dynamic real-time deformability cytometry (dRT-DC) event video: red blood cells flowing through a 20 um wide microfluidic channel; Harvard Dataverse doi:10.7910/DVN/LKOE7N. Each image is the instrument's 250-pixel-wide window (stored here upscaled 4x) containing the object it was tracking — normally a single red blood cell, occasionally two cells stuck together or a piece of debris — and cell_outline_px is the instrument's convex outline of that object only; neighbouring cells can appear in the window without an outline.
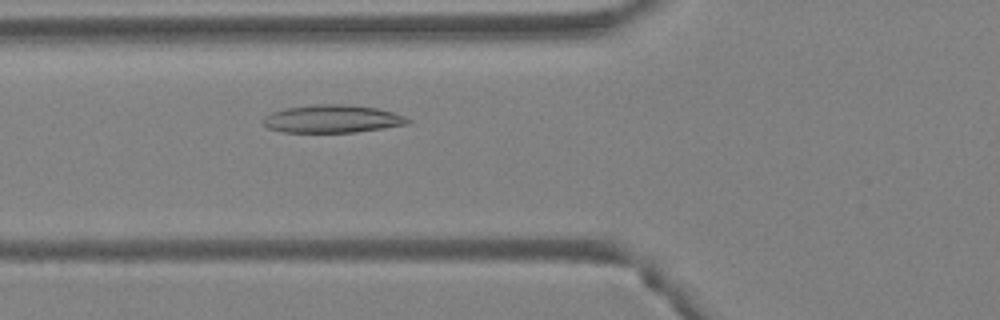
{"species": "Egyptian fruit bat (a non-hibernating species)", "species_latin": "Rousettus aegyptiacus", "temperature_condition": "warm", "stored_images_in_passage": 44, "camera_frame_rate_fps": 3000, "um_per_image_px": 0.085, "animal": {"sex": "female"}, "frame": {"image": 1, "passage_image": 13, "time_ms": 4.0, "image_size_px": [1000, 320], "cell_outline_px": [[412, 120], [408, 124], [384, 128], [356, 132], [284, 132], [268, 128], [260, 120], [264, 116], [272, 112], [288, 108], [316, 104], [344, 104], [376, 108], [392, 112], [404, 116]], "centroid_in_image_um": [28.24, 10.11], "position_along_channel_um": 97.6, "area_um2": 23.41}}
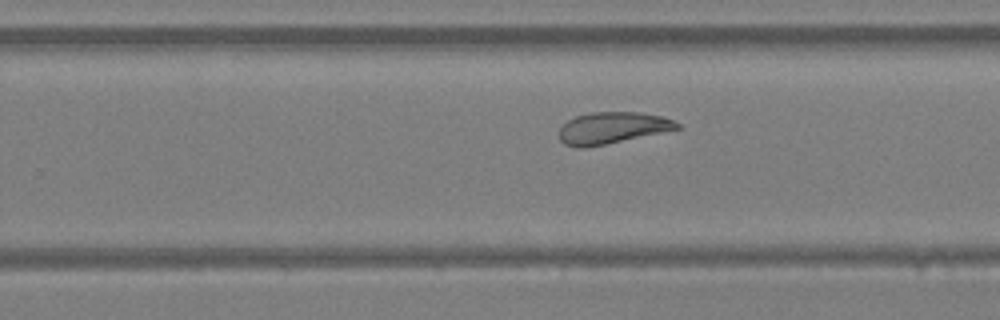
{"frame": {"image": 2, "passage_image": 26, "time_ms": 8.333, "image_size_px": [1000, 320], "cell_outline_px": [[680, 128], [604, 144], [584, 148], [576, 148], [564, 144], [560, 140], [560, 128], [568, 120], [576, 116], [592, 112], [640, 112], [664, 116], [680, 124]], "centroid_in_image_um": [52.02, 10.86], "position_along_channel_um": 277.8, "area_um2": 21.44}}
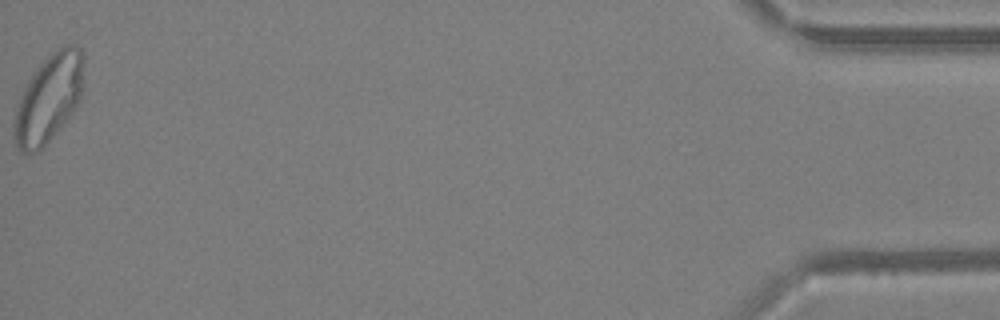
{"frame": {"image": 3, "passage_image": 44, "time_ms": 14.333, "image_size_px": [1000, 320], "cell_outline_px": [[84, 64], [80, 100], [76, 108], [44, 148], [36, 152], [20, 152], [12, 136], [12, 120], [20, 96], [28, 80], [36, 68], [56, 48], [64, 44], [76, 44], [80, 48], [84, 56]], "centroid_in_image_um": [4.13, 8.37], "position_along_channel_um": 431.1, "area_um2": 36.24}, "authors_computed_cell_mechanics": {"area_um2": 26.7903, "velocity_mm_per_s": 4.1603, "shape_relaxation_time_tau1_ms": null, "shape_relaxation_time_tau2_ms": 3.4448, "deformation_change_tau1": null, "deformation_change_tau2": 0.0976}}